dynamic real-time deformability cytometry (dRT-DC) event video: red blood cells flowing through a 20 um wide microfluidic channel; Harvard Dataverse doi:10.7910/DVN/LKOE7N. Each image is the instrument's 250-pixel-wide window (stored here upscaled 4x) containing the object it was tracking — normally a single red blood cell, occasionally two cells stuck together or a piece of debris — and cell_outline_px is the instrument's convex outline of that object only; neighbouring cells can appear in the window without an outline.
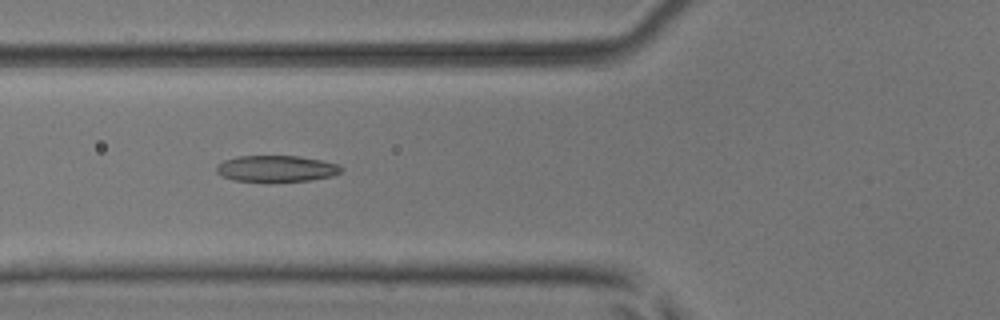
{"species": "common noctule bat (a hibernating species)", "species_latin": "Nyctalus noctula", "temperature_condition": "room temperature", "stored_images_in_passage": 17, "camera_frame_rate_fps": 3000, "um_per_image_px": 0.085, "animal": {"sex": "male", "body_mass_g": 17.9, "forearm_length_mm": 54.2}, "frame": {"image": 1, "passage_image": 8, "time_ms": 2.333, "image_size_px": [1000, 320], "cell_outline_px": [[344, 168], [340, 172], [332, 176], [308, 180], [236, 180], [220, 176], [216, 172], [216, 168], [224, 160], [236, 156], [296, 156], [320, 160], [340, 164]], "centroid_in_image_um": [23.5, 14.31], "position_along_channel_um": 102.3, "area_um2": 18.67}}